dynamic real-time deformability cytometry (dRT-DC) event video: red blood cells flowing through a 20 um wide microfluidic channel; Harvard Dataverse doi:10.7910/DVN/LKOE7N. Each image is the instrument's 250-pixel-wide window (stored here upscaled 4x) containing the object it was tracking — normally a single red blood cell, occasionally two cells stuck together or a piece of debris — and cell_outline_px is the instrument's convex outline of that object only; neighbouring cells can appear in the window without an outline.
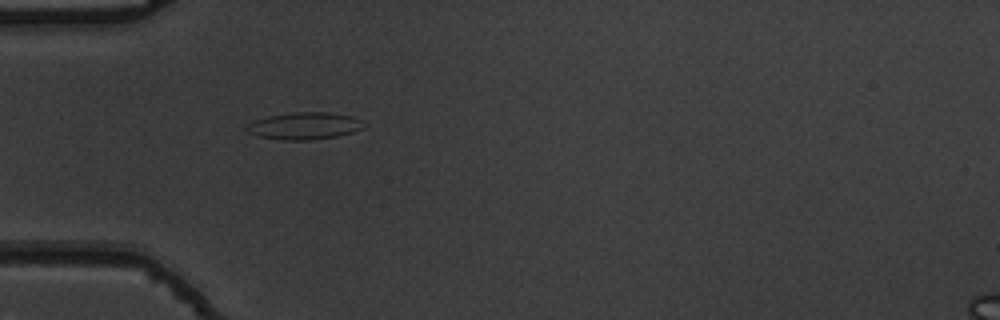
{"species": "common noctule bat (a hibernating species)", "species_latin": "Nyctalus noctula", "temperature_condition": "warm", "stored_images_in_passage": 3, "camera_frame_rate_fps": 3000, "um_per_image_px": 0.085, "animal": {"sex": "male", "body_mass_g": 19.5, "forearm_length_mm": 54.6}, "frame": {"image": 1, "passage_image": 1, "time_ms": 0.0, "image_size_px": [1000, 320], "cell_outline_px": [[364, 128], [352, 132], [336, 136], [312, 140], [280, 140], [260, 136], [248, 132], [244, 128], [252, 120], [268, 116], [292, 112], [328, 112], [352, 116], [360, 120]], "centroid_in_image_um": [25.83, 10.69], "position_along_channel_um": 59.2, "area_um2": 18.5}}